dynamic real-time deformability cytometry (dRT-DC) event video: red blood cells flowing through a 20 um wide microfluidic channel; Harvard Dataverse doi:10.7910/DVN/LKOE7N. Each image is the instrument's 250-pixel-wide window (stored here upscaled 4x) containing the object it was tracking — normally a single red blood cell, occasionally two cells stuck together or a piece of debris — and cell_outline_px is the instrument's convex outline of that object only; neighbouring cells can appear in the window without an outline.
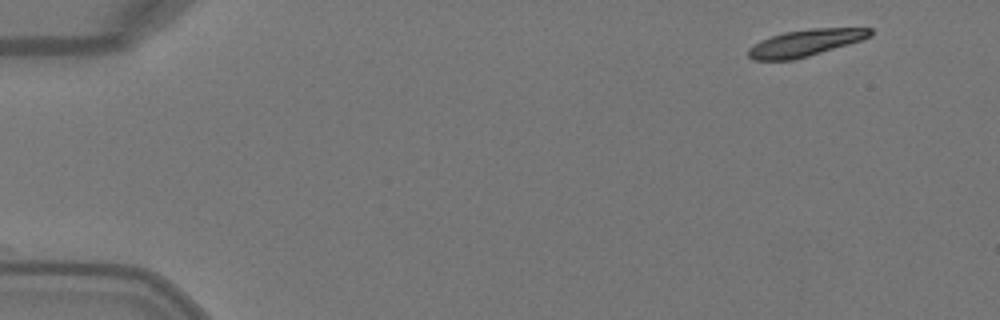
{"species": "Egyptian fruit bat (a non-hibernating species)", "species_latin": "Rousettus aegyptiacus", "temperature_condition": "warm", "stored_images_in_passage": 43, "camera_frame_rate_fps": 3000, "um_per_image_px": 0.085, "animal": {"sex": "female"}, "frame": {"image": 1, "passage_image": 1, "time_ms": 0.0, "image_size_px": [1000, 320], "cell_outline_px": [[872, 36], [848, 44], [808, 56], [792, 60], [752, 60], [748, 56], [748, 48], [760, 40], [784, 32], [812, 28], [872, 28]], "centroid_in_image_um": [68.43, 3.64], "position_along_channel_um": 16.6, "area_um2": 18.84}}
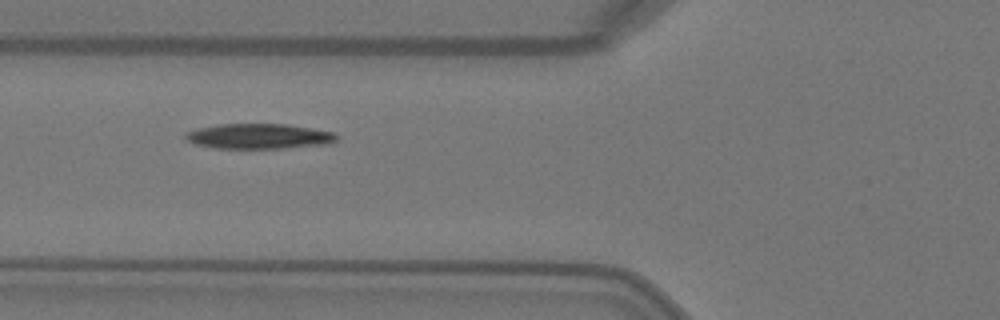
{"frame": {"image": 2, "passage_image": 16, "time_ms": 5.0, "image_size_px": [1000, 320], "cell_outline_px": [[336, 140], [328, 144], [284, 148], [216, 148], [196, 144], [188, 140], [184, 136], [188, 132], [200, 128], [220, 124], [288, 124], [332, 132], [336, 136]], "centroid_in_image_um": [22.02, 11.58], "position_along_channel_um": 103.8, "area_um2": 21.79}}
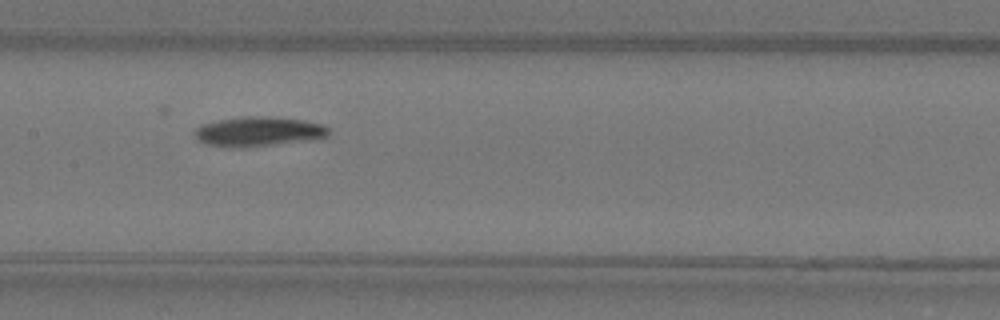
{"frame": {"image": 3, "passage_image": 22, "time_ms": 7.0, "image_size_px": [1000, 320], "cell_outline_px": [[328, 136], [316, 140], [244, 148], [228, 148], [204, 144], [196, 140], [196, 128], [204, 124], [220, 120], [244, 116], [268, 116], [304, 120], [324, 124], [328, 128]], "centroid_in_image_um": [22.01, 11.2], "position_along_channel_um": 185.4, "area_um2": 23.58}, "authors_computed_cell_mechanics": {"area_um2": 21.9062, "velocity_mm_per_s": 4.0687, "shape_relaxation_time_tau1_ms": 2.6339, "shape_relaxation_time_tau2_ms": null, "deformation_change_tau1": 0.1426, "deformation_change_tau2": null}}